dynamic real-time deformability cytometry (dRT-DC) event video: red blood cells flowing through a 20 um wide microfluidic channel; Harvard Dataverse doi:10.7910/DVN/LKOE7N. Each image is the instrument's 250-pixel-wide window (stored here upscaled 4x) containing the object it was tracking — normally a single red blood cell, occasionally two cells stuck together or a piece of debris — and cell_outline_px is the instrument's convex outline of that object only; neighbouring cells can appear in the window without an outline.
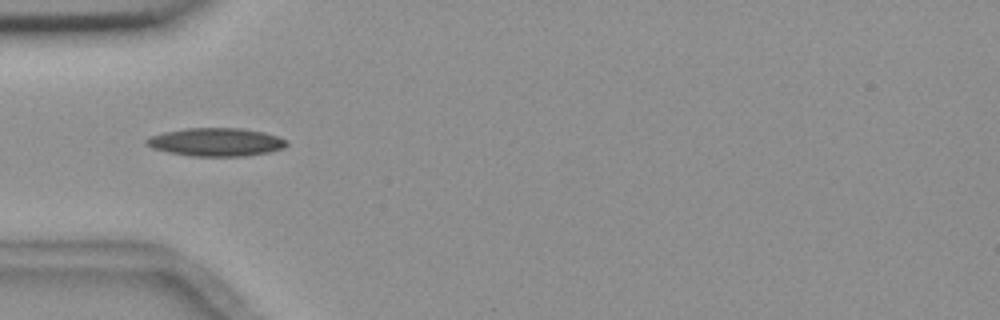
{"species": "common noctule bat (a hibernating species)", "species_latin": "Nyctalus noctula", "temperature_condition": "room temperature", "stored_images_in_passage": 5, "camera_frame_rate_fps": 3000, "um_per_image_px": 0.085, "animal": {"sex": "female", "body_mass_g": 18.4}, "frame": {"image": 1, "passage_image": 5, "time_ms": 4.667, "image_size_px": [1000, 320], "cell_outline_px": [[288, 144], [284, 148], [268, 152], [244, 156], [192, 156], [168, 152], [152, 148], [144, 144], [144, 140], [148, 136], [164, 132], [184, 128], [244, 128], [264, 132], [288, 140]], "centroid_in_image_um": [18.33, 12.07], "position_along_channel_um": 66.7, "area_um2": 23.24}}